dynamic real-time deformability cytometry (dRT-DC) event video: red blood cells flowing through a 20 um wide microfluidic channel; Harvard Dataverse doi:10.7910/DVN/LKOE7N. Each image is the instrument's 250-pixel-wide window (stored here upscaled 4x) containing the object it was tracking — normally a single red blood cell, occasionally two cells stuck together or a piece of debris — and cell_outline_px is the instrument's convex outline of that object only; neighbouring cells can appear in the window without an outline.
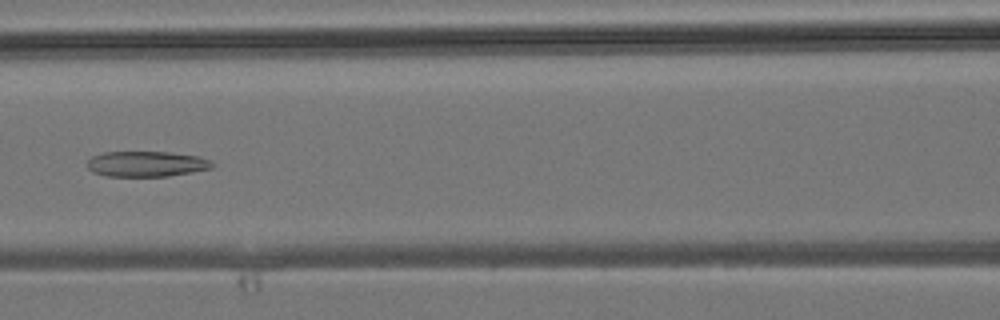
{"species": "common noctule bat (a hibernating species)", "species_latin": "Nyctalus noctula", "temperature_condition": "room temperature", "stored_images_in_passage": 39, "camera_frame_rate_fps": 3000, "um_per_image_px": 0.085, "animal": {"sex": "male", "body_mass_g": 19.2, "forearm_length_mm": 51.8}, "frame": {"image": 1, "passage_image": 18, "time_ms": 5.667, "image_size_px": [1000, 320], "cell_outline_px": [[216, 164], [212, 168], [192, 172], [168, 176], [108, 176], [92, 172], [88, 168], [88, 160], [92, 156], [104, 152], [168, 152], [200, 156]], "centroid_in_image_um": [12.46, 13.93], "position_along_channel_um": 154.1, "area_um2": 18.55}}
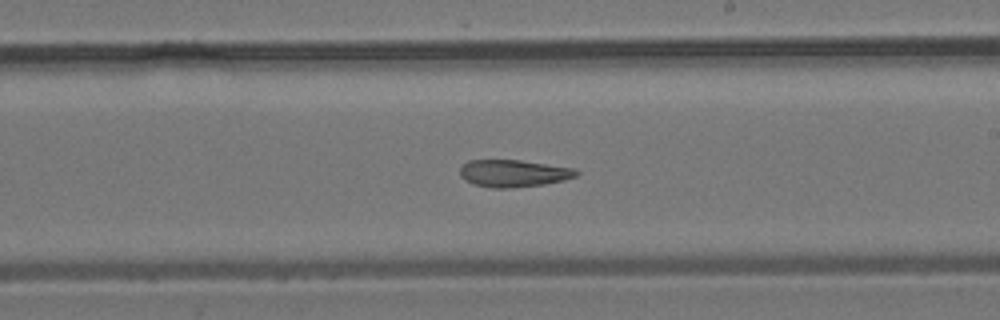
{"frame": {"image": 2, "passage_image": 24, "time_ms": 7.667, "image_size_px": [1000, 320], "cell_outline_px": [[580, 172], [576, 176], [564, 180], [544, 184], [504, 188], [492, 188], [472, 184], [464, 180], [460, 176], [460, 168], [468, 160], [520, 160], [572, 168]], "centroid_in_image_um": [43.61, 14.73], "position_along_channel_um": 245.4, "area_um2": 18.32}}
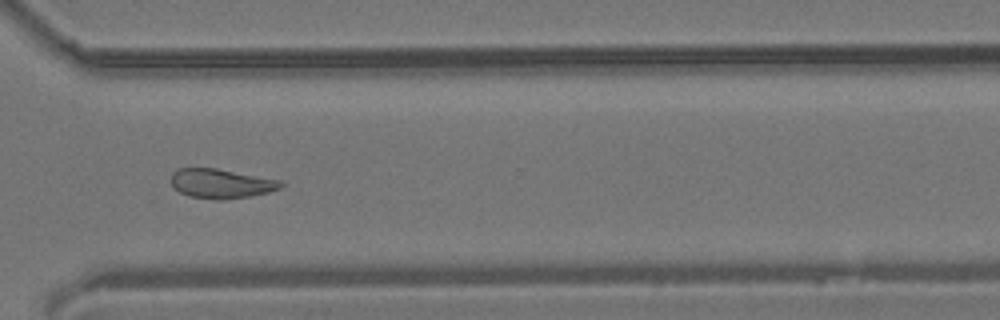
{"frame": {"image": 3, "passage_image": 31, "time_ms": 10.0, "image_size_px": [1000, 320], "cell_outline_px": [[284, 184], [280, 188], [268, 192], [248, 196], [220, 200], [188, 196], [180, 192], [172, 184], [172, 172], [176, 168], [216, 168], [284, 180]], "centroid_in_image_um": [18.82, 15.59], "position_along_channel_um": 351.8, "area_um2": 18.84}}